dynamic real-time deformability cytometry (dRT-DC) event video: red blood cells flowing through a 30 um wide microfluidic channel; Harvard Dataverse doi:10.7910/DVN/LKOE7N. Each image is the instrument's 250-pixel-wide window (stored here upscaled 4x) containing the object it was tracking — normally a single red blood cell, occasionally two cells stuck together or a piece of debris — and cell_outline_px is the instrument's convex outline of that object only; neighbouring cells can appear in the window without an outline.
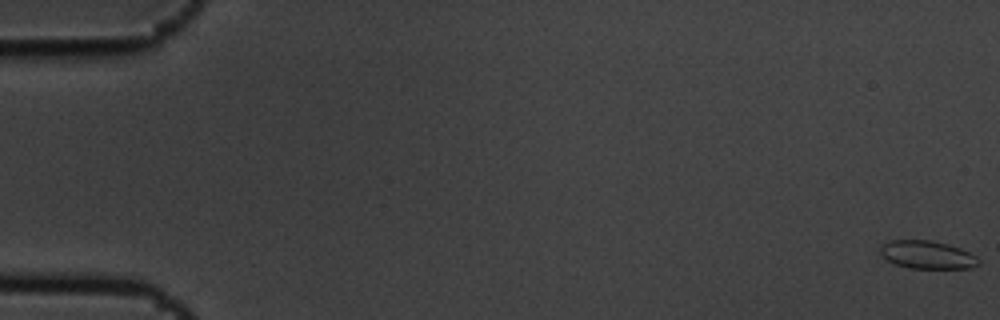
{"species": "common noctule bat (a hibernating species)", "species_latin": "Nyctalus noctula", "temperature_condition": "cold", "stored_images_in_passage": 8, "camera_frame_rate_fps": 3000, "um_per_image_px": 0.085, "animal": {"sex": "male", "body_mass_g": 19.5, "forearm_length_mm": 54.6}, "frame": {"image": 1, "passage_image": 1, "time_ms": 0.0, "image_size_px": [1000, 320], "cell_outline_px": [[980, 264], [972, 268], [908, 268], [896, 264], [888, 260], [880, 252], [880, 244], [888, 240], [932, 240], [948, 244], [960, 248], [976, 256], [980, 260]], "centroid_in_image_um": [78.82, 21.65], "position_along_channel_um": 6.2, "area_um2": 16.13}}
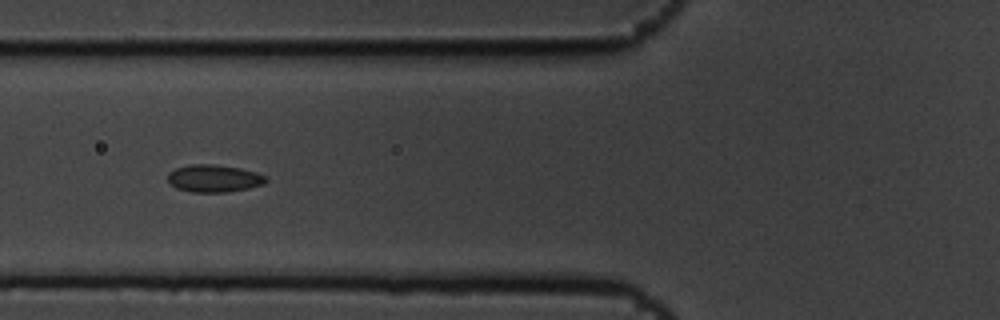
{"frame": {"image": 2, "passage_image": 7, "time_ms": 2.0, "image_size_px": [1000, 320], "cell_outline_px": [[268, 180], [264, 184], [248, 188], [228, 192], [192, 192], [176, 188], [168, 180], [168, 172], [176, 168], [188, 164], [212, 164], [240, 168], [256, 172], [268, 176]], "centroid_in_image_um": [18.21, 15.16], "position_along_channel_um": 107.6, "area_um2": 15.78}}
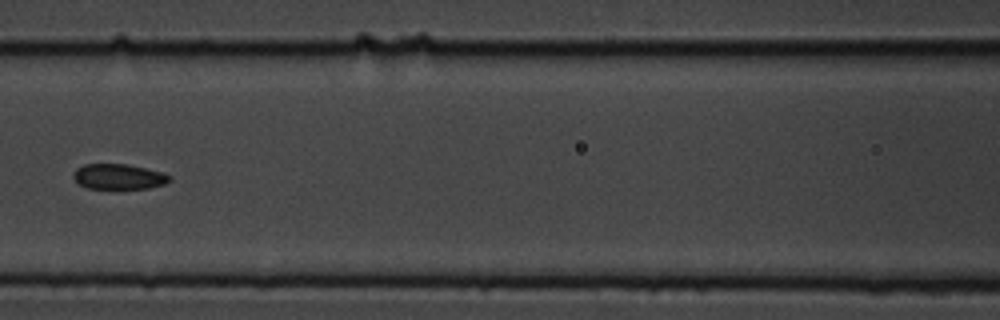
{"frame": {"image": 3, "passage_image": 8, "time_ms": 2.333, "image_size_px": [1000, 320], "cell_outline_px": [[172, 180], [164, 184], [148, 188], [88, 188], [80, 184], [72, 176], [76, 168], [84, 164], [128, 164], [160, 172], [172, 176]], "centroid_in_image_um": [10.09, 15.0], "position_along_channel_um": 156.5, "area_um2": 14.05}}